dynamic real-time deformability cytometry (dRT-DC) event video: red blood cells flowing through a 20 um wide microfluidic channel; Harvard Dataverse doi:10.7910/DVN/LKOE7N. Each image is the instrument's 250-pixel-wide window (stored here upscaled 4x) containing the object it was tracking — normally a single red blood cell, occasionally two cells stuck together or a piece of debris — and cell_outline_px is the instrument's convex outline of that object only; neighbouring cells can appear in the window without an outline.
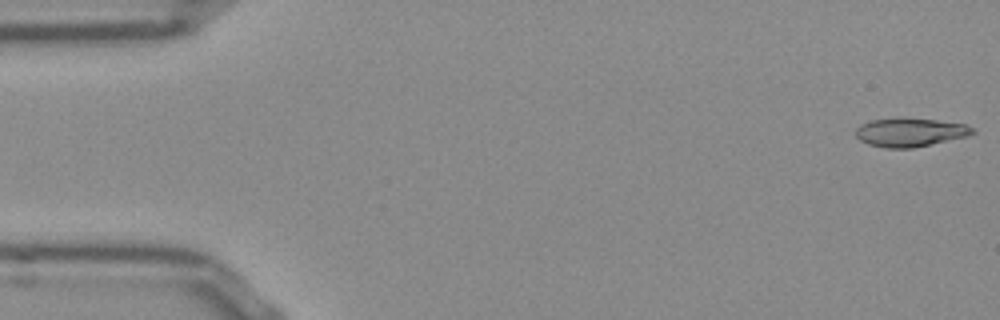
{"species": "Egyptian fruit bat (a non-hibernating species)", "species_latin": "Rousettus aegyptiacus", "temperature_condition": "room temperature", "stored_images_in_passage": 52, "camera_frame_rate_fps": 3000, "um_per_image_px": 0.085, "frame": {"image": 1, "passage_image": 1, "time_ms": 0.0, "image_size_px": [1000, 320], "cell_outline_px": [[976, 132], [968, 136], [912, 148], [884, 148], [868, 144], [860, 140], [856, 136], [856, 128], [860, 124], [872, 120], [936, 120], [968, 124], [976, 128]], "centroid_in_image_um": [77.41, 11.28], "position_along_channel_um": 7.6, "area_um2": 19.02}}
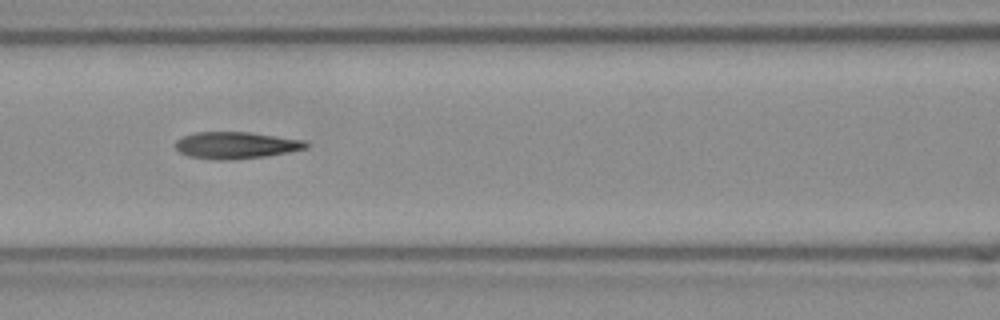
{"frame": {"image": 2, "passage_image": 22, "time_ms": 7.0, "image_size_px": [1000, 320], "cell_outline_px": [[308, 148], [288, 152], [264, 156], [224, 160], [216, 160], [188, 156], [180, 152], [176, 148], [176, 140], [184, 136], [196, 132], [248, 132], [304, 140], [308, 144]], "centroid_in_image_um": [20.05, 12.34], "position_along_channel_um": 146.6, "area_um2": 20.17}}
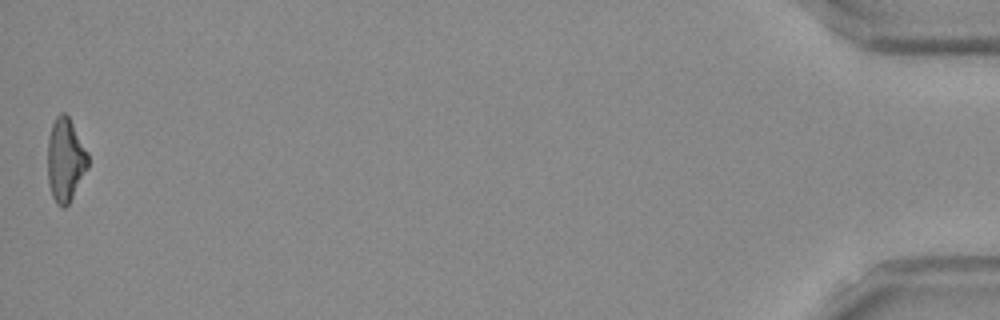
{"frame": {"image": 3, "passage_image": 52, "time_ms": 17.0, "image_size_px": [1000, 320], "cell_outline_px": [[88, 168], [68, 204], [64, 208], [56, 204], [52, 196], [48, 180], [48, 136], [52, 124], [56, 116], [60, 112], [64, 112], [68, 116], [88, 152]], "centroid_in_image_um": [5.55, 13.58], "position_along_channel_um": 429.6, "area_um2": 19.54}, "authors_computed_cell_mechanics": {"area_um2": 19.8254, "velocity_mm_per_s": 3.8491, "shape_relaxation_time_tau1_ms": 9.7963, "shape_relaxation_time_tau2_ms": 2.8109, "deformation_change_tau1": 0.259, "deformation_change_tau2": 0.1197}}